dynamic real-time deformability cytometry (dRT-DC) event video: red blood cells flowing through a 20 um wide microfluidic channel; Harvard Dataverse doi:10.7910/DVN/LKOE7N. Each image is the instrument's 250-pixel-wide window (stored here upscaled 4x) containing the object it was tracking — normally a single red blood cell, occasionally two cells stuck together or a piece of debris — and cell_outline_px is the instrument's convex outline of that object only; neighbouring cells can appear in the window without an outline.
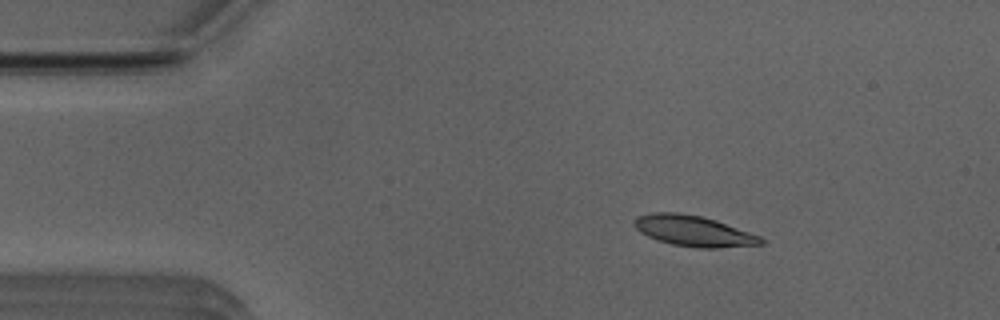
{"species": "Egyptian fruit bat (a non-hibernating species)", "species_latin": "Rousettus aegyptiacus", "temperature_condition": "room temperature", "stored_images_in_passage": 45, "camera_frame_rate_fps": 3000, "um_per_image_px": 0.085, "animal": {"sex": "male"}, "frame": {"image": 1, "passage_image": 1, "time_ms": 0.0, "image_size_px": [1000, 320], "cell_outline_px": [[764, 244], [716, 248], [700, 248], [672, 244], [648, 236], [640, 232], [632, 224], [632, 220], [636, 216], [652, 212], [676, 212], [700, 216], [716, 220], [760, 236], [764, 240]], "centroid_in_image_um": [58.92, 19.62], "position_along_channel_um": 26.1, "area_um2": 22.6}}
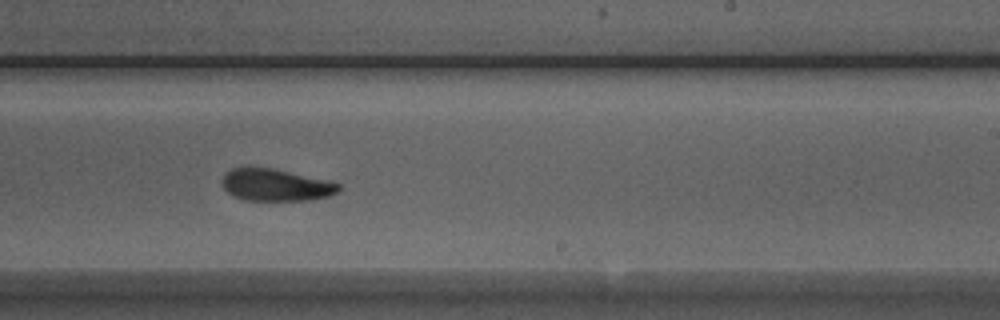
{"frame": {"image": 2, "passage_image": 24, "time_ms": 7.667, "image_size_px": [1000, 320], "cell_outline_px": [[340, 188], [336, 192], [328, 196], [308, 200], [244, 200], [232, 196], [220, 184], [220, 180], [224, 172], [232, 168], [272, 168], [324, 180], [340, 184]], "centroid_in_image_um": [23.34, 15.73], "position_along_channel_um": 265.7, "area_um2": 21.56}}
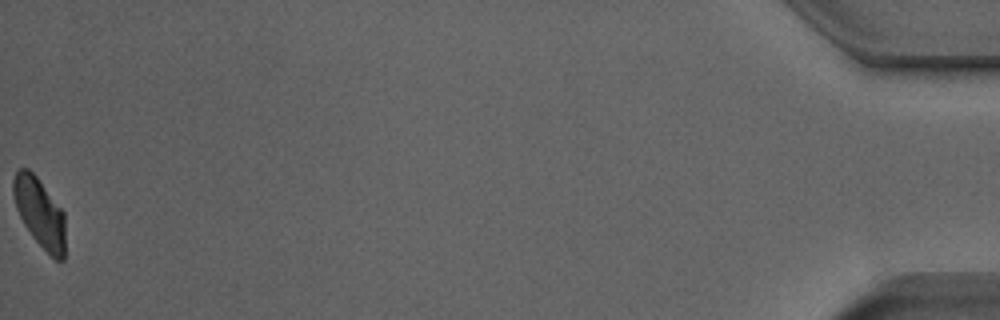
{"frame": {"image": 3, "passage_image": 45, "time_ms": 14.667, "image_size_px": [1000, 320], "cell_outline_px": [[64, 260], [56, 260], [32, 236], [24, 224], [16, 208], [12, 192], [12, 180], [16, 172], [20, 168], [28, 168], [36, 176], [64, 212]], "centroid_in_image_um": [3.35, 18.04], "position_along_channel_um": 431.8, "area_um2": 20.69}, "authors_computed_cell_mechanics": {"area_um2": 22.4842, "velocity_mm_per_s": 3.9134, "shape_relaxation_time_tau1_ms": 3.8825, "shape_relaxation_time_tau2_ms": 2.8827, "deformation_change_tau1": 0.1398, "deformation_change_tau2": 0.0712}}